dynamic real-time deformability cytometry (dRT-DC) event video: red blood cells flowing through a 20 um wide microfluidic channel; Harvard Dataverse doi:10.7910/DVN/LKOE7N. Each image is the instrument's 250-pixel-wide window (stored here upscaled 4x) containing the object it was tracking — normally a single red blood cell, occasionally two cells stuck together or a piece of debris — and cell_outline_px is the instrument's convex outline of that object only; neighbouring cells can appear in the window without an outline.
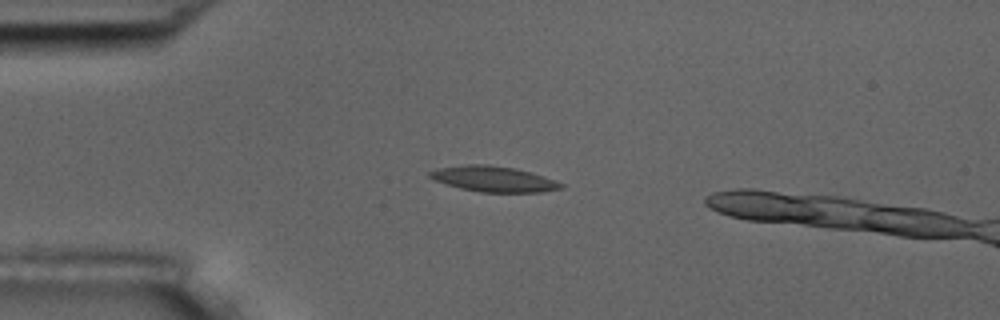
{"species": "common noctule bat (a hibernating species)", "species_latin": "Nyctalus noctula", "temperature_condition": "room temperature", "stored_images_in_passage": 13, "camera_frame_rate_fps": 3000, "um_per_image_px": 0.085, "animal": {"sex": "male", "body_mass_g": 17.5, "forearm_length_mm": 52.3}, "frame": {"image": 1, "passage_image": 3, "time_ms": 3.0, "image_size_px": [1000, 320], "cell_outline_px": [[564, 188], [540, 192], [480, 192], [460, 188], [444, 184], [428, 176], [428, 172], [440, 168], [468, 164], [488, 164], [516, 168], [544, 176], [556, 180], [564, 184]], "centroid_in_image_um": [41.98, 15.21], "position_along_channel_um": 43.0, "area_um2": 19.59}}
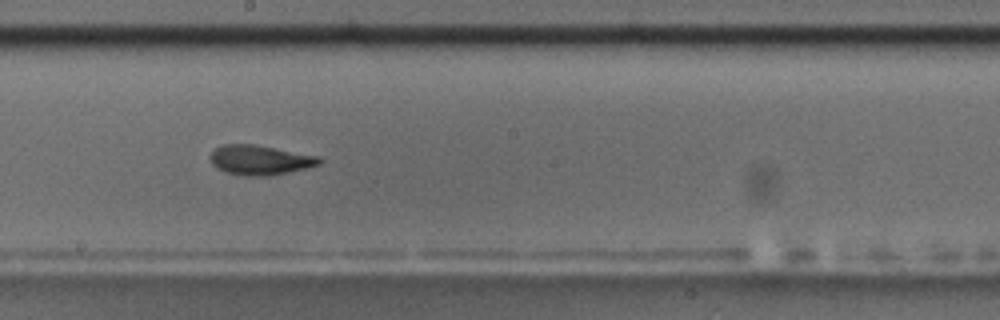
{"frame": {"image": 2, "passage_image": 8, "time_ms": 8.667, "image_size_px": [1000, 320], "cell_outline_px": [[324, 160], [320, 164], [308, 168], [268, 176], [244, 176], [224, 172], [216, 168], [212, 164], [208, 156], [216, 148], [224, 144], [252, 144], [320, 156]], "centroid_in_image_um": [22.1, 13.61], "position_along_channel_um": 226.1, "area_um2": 19.07}}